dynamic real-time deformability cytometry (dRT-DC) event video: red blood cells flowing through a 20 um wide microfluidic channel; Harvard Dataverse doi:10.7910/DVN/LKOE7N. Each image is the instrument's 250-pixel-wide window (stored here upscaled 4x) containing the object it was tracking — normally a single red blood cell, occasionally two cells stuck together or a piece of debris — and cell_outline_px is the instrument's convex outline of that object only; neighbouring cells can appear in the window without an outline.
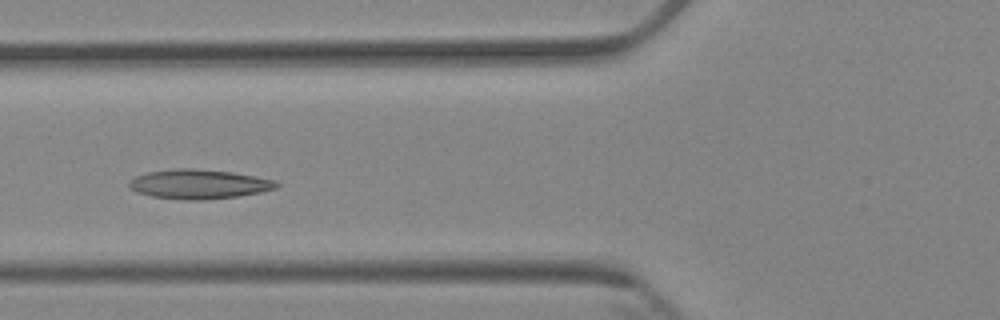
{"species": "Egyptian fruit bat (a non-hibernating species)", "species_latin": "Rousettus aegyptiacus", "temperature_condition": "cold", "stored_images_in_passage": 8, "camera_frame_rate_fps": 3000, "um_per_image_px": 0.085, "animal": {"sex": "female"}, "frame": {"image": 1, "passage_image": 5, "time_ms": 5.0, "image_size_px": [1000, 320], "cell_outline_px": [[280, 184], [276, 188], [260, 192], [240, 196], [204, 200], [184, 200], [152, 196], [136, 192], [128, 188], [128, 180], [136, 176], [148, 172], [172, 168], [192, 168], [232, 172], [256, 176], [276, 180]], "centroid_in_image_um": [16.89, 15.65], "position_along_channel_um": 108.9, "area_um2": 25.55}}
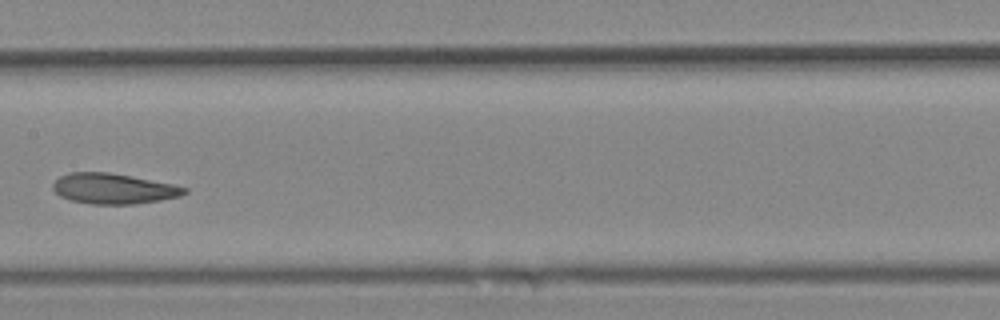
{"frame": {"image": 2, "passage_image": 7, "time_ms": 7.333, "image_size_px": [1000, 320], "cell_outline_px": [[188, 192], [180, 196], [160, 200], [136, 204], [92, 204], [72, 200], [60, 196], [52, 188], [52, 184], [60, 176], [72, 172], [108, 172], [172, 184], [188, 188]], "centroid_in_image_um": [9.65, 16.04], "position_along_channel_um": 197.8, "area_um2": 23.12}}
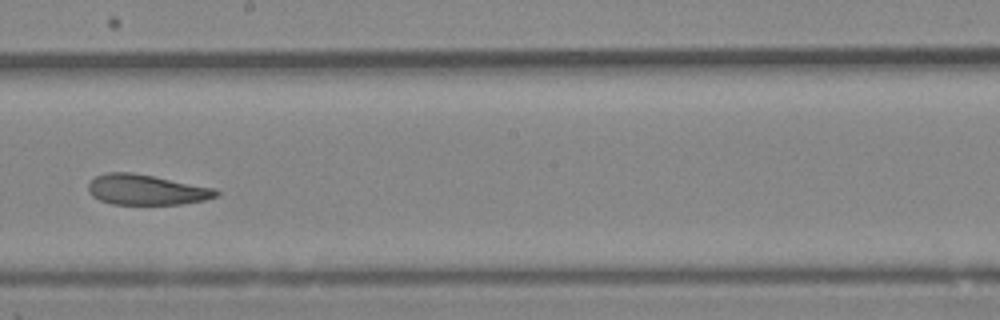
{"frame": {"image": 3, "passage_image": 8, "time_ms": 8.333, "image_size_px": [1000, 320], "cell_outline_px": [[220, 192], [216, 196], [204, 200], [180, 204], [112, 204], [100, 200], [92, 196], [88, 192], [88, 184], [96, 176], [108, 172], [128, 172], [152, 176], [216, 188]], "centroid_in_image_um": [12.43, 16.13], "position_along_channel_um": 235.8, "area_um2": 22.43}}